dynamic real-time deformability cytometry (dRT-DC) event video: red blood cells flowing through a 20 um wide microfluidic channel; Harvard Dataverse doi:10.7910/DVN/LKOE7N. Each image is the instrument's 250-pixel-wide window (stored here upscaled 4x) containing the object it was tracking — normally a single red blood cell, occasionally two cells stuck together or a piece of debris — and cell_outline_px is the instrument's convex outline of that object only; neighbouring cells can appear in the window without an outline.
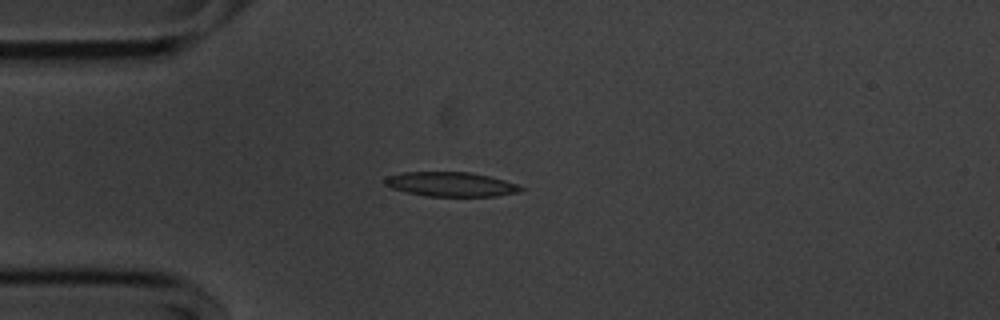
{"species": "common noctule bat (a hibernating species)", "species_latin": "Nyctalus noctula", "temperature_condition": "cold", "stored_images_in_passage": 42, "camera_frame_rate_fps": 3000, "um_per_image_px": 0.085, "animal": {"sex": "male", "body_mass_g": 20.1, "forearm_length_mm": 53.5}, "frame": {"image": 1, "passage_image": 1, "time_ms": 0.0, "image_size_px": [1000, 320], "cell_outline_px": [[524, 188], [516, 192], [496, 196], [424, 196], [392, 188], [384, 184], [384, 176], [404, 172], [468, 172], [488, 176], [504, 180], [516, 184]], "centroid_in_image_um": [38.26, 15.66], "position_along_channel_um": 46.7, "area_um2": 19.19}}
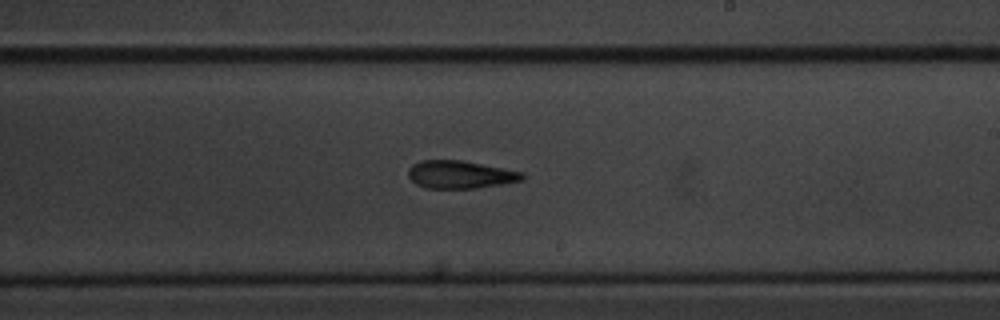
{"frame": {"image": 2, "passage_image": 19, "time_ms": 6.0, "image_size_px": [1000, 320], "cell_outline_px": [[524, 176], [520, 180], [500, 184], [476, 188], [424, 188], [416, 184], [408, 176], [408, 168], [412, 164], [420, 160], [460, 160], [524, 172]], "centroid_in_image_um": [39.05, 14.83], "position_along_channel_um": 249.9, "area_um2": 18.32}}
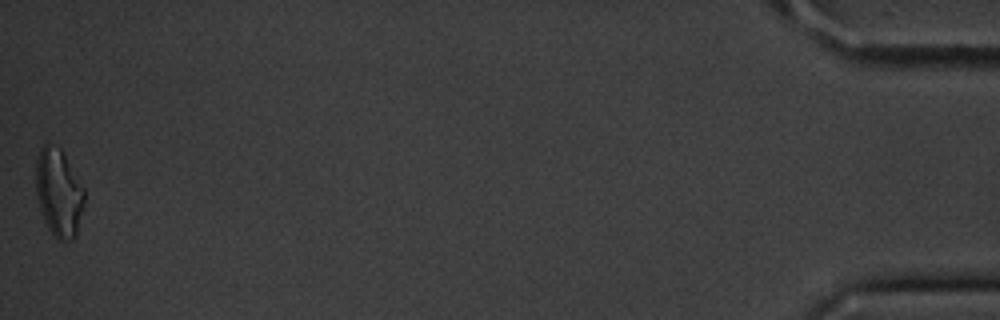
{"frame": {"image": 3, "passage_image": 42, "time_ms": 13.667, "image_size_px": [1000, 320], "cell_outline_px": [[84, 208], [76, 236], [72, 240], [60, 240], [48, 228], [44, 220], [36, 196], [36, 160], [40, 148], [44, 144], [48, 144], [60, 148], [64, 152], [84, 188]], "centroid_in_image_um": [5.01, 16.37], "position_along_channel_um": 430.2, "area_um2": 24.91}, "authors_computed_cell_mechanics": {"area_um2": 19.1896, "velocity_mm_per_s": 3.6045, "shape_relaxation_time_tau1_ms": 8.0857, "shape_relaxation_time_tau2_ms": 6.3226, "deformation_change_tau1": 0.1892, "deformation_change_tau2": 0.1724}}